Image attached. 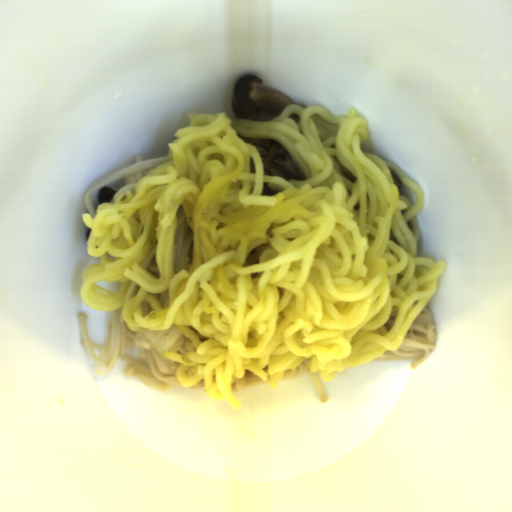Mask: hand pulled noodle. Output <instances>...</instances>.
Here are the masks:
<instances>
[{
    "mask_svg": "<svg viewBox=\"0 0 512 512\" xmlns=\"http://www.w3.org/2000/svg\"><path fill=\"white\" fill-rule=\"evenodd\" d=\"M169 145L172 161L114 203L81 214L87 252L82 302L121 307L130 329L175 326L194 346L180 363L185 388L238 411L232 378L251 371L272 389L304 359L331 383L397 351L436 296L446 270L418 256L424 190L399 165L360 145L366 119L290 104L275 119L189 114ZM240 136L280 141L304 181L263 175ZM391 170L416 193L399 196ZM193 233L192 263L174 270L177 209ZM118 281L111 293L94 282Z\"/></svg>",
    "mask_w": 512,
    "mask_h": 512,
    "instance_id": "hand-pulled-noodle-1",
    "label": "hand pulled noodle"
}]
</instances>
